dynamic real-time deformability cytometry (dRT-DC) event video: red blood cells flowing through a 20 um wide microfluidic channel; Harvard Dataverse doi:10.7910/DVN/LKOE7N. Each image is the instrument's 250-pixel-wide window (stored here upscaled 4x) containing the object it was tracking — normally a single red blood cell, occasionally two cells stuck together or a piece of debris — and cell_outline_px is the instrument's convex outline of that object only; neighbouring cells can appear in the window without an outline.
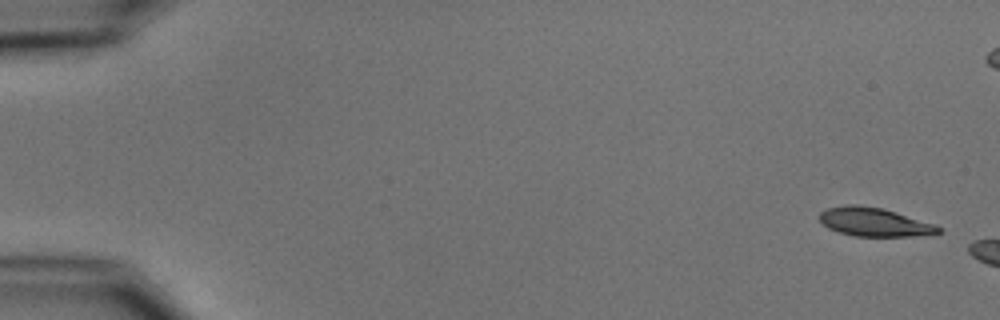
{"species": "common noctule bat (a hibernating species)", "species_latin": "Nyctalus noctula", "temperature_condition": "cold", "stored_images_in_passage": 3, "camera_frame_rate_fps": 3000, "um_per_image_px": 0.085, "animal": {"sex": "male", "body_mass_g": 15.6}, "frame": {"image": 1, "passage_image": 1, "time_ms": 0.0, "image_size_px": [1000, 320], "cell_outline_px": [[944, 228], [940, 232], [912, 236], [852, 236], [828, 228], [820, 220], [820, 212], [828, 208], [848, 204], [856, 204], [884, 208], [936, 224]], "centroid_in_image_um": [74.34, 18.86], "position_along_channel_um": 10.7, "area_um2": 19.88}}